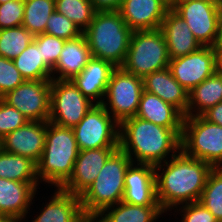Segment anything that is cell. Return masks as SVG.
<instances>
[{"mask_svg":"<svg viewBox=\"0 0 222 222\" xmlns=\"http://www.w3.org/2000/svg\"><path fill=\"white\" fill-rule=\"evenodd\" d=\"M213 167L185 155L181 150L167 161L155 165L156 197L168 215L175 207L200 200Z\"/></svg>","mask_w":222,"mask_h":222,"instance_id":"obj_1","label":"cell"},{"mask_svg":"<svg viewBox=\"0 0 222 222\" xmlns=\"http://www.w3.org/2000/svg\"><path fill=\"white\" fill-rule=\"evenodd\" d=\"M180 140L172 129L136 116L120 123L119 148L133 163H163L181 150Z\"/></svg>","mask_w":222,"mask_h":222,"instance_id":"obj_2","label":"cell"},{"mask_svg":"<svg viewBox=\"0 0 222 222\" xmlns=\"http://www.w3.org/2000/svg\"><path fill=\"white\" fill-rule=\"evenodd\" d=\"M79 151L72 128L47 121L45 145L37 163L40 184H45L46 190L61 188L73 173Z\"/></svg>","mask_w":222,"mask_h":222,"instance_id":"obj_3","label":"cell"},{"mask_svg":"<svg viewBox=\"0 0 222 222\" xmlns=\"http://www.w3.org/2000/svg\"><path fill=\"white\" fill-rule=\"evenodd\" d=\"M133 31L126 25L118 10L97 11L83 32L91 56L122 67Z\"/></svg>","mask_w":222,"mask_h":222,"instance_id":"obj_4","label":"cell"},{"mask_svg":"<svg viewBox=\"0 0 222 222\" xmlns=\"http://www.w3.org/2000/svg\"><path fill=\"white\" fill-rule=\"evenodd\" d=\"M132 163L120 148L108 158L96 180L80 196L82 211L87 219L95 218L104 209L123 200L124 179Z\"/></svg>","mask_w":222,"mask_h":222,"instance_id":"obj_5","label":"cell"},{"mask_svg":"<svg viewBox=\"0 0 222 222\" xmlns=\"http://www.w3.org/2000/svg\"><path fill=\"white\" fill-rule=\"evenodd\" d=\"M167 44L160 29L133 31L122 68L144 78L152 72L168 67Z\"/></svg>","mask_w":222,"mask_h":222,"instance_id":"obj_6","label":"cell"},{"mask_svg":"<svg viewBox=\"0 0 222 222\" xmlns=\"http://www.w3.org/2000/svg\"><path fill=\"white\" fill-rule=\"evenodd\" d=\"M181 151L192 158L222 167V126L200 116H184Z\"/></svg>","mask_w":222,"mask_h":222,"instance_id":"obj_7","label":"cell"},{"mask_svg":"<svg viewBox=\"0 0 222 222\" xmlns=\"http://www.w3.org/2000/svg\"><path fill=\"white\" fill-rule=\"evenodd\" d=\"M143 91V78L117 67L111 73L101 105L120 124L136 116Z\"/></svg>","mask_w":222,"mask_h":222,"instance_id":"obj_8","label":"cell"},{"mask_svg":"<svg viewBox=\"0 0 222 222\" xmlns=\"http://www.w3.org/2000/svg\"><path fill=\"white\" fill-rule=\"evenodd\" d=\"M72 129L80 151L119 147L120 124L101 104H95Z\"/></svg>","mask_w":222,"mask_h":222,"instance_id":"obj_9","label":"cell"},{"mask_svg":"<svg viewBox=\"0 0 222 222\" xmlns=\"http://www.w3.org/2000/svg\"><path fill=\"white\" fill-rule=\"evenodd\" d=\"M94 105L71 80H51L49 122L73 128Z\"/></svg>","mask_w":222,"mask_h":222,"instance_id":"obj_10","label":"cell"},{"mask_svg":"<svg viewBox=\"0 0 222 222\" xmlns=\"http://www.w3.org/2000/svg\"><path fill=\"white\" fill-rule=\"evenodd\" d=\"M171 8L185 20L201 46L214 47L221 16L217 4L209 0H182Z\"/></svg>","mask_w":222,"mask_h":222,"instance_id":"obj_11","label":"cell"},{"mask_svg":"<svg viewBox=\"0 0 222 222\" xmlns=\"http://www.w3.org/2000/svg\"><path fill=\"white\" fill-rule=\"evenodd\" d=\"M1 99L19 110L28 121H48L51 80H25Z\"/></svg>","mask_w":222,"mask_h":222,"instance_id":"obj_12","label":"cell"},{"mask_svg":"<svg viewBox=\"0 0 222 222\" xmlns=\"http://www.w3.org/2000/svg\"><path fill=\"white\" fill-rule=\"evenodd\" d=\"M40 192L41 190L35 195L32 204L33 207L31 206L24 222H86L88 220L83 214L80 196L68 193L61 188H51V196L46 195L45 197L42 196V198L38 196ZM40 199L42 200L40 201ZM37 200L40 202L44 200L45 202H42V204L39 203V208L37 205L36 209L33 210L35 201ZM37 208L40 210L39 212L35 211L38 210ZM30 213L33 215L36 213V215L32 216ZM30 217L31 219L29 220Z\"/></svg>","mask_w":222,"mask_h":222,"instance_id":"obj_13","label":"cell"},{"mask_svg":"<svg viewBox=\"0 0 222 222\" xmlns=\"http://www.w3.org/2000/svg\"><path fill=\"white\" fill-rule=\"evenodd\" d=\"M215 49L202 46L188 55L170 59L168 68L172 76L190 92L215 73Z\"/></svg>","mask_w":222,"mask_h":222,"instance_id":"obj_14","label":"cell"},{"mask_svg":"<svg viewBox=\"0 0 222 222\" xmlns=\"http://www.w3.org/2000/svg\"><path fill=\"white\" fill-rule=\"evenodd\" d=\"M46 132L47 121H28L0 139V148L38 163L42 157Z\"/></svg>","mask_w":222,"mask_h":222,"instance_id":"obj_15","label":"cell"},{"mask_svg":"<svg viewBox=\"0 0 222 222\" xmlns=\"http://www.w3.org/2000/svg\"><path fill=\"white\" fill-rule=\"evenodd\" d=\"M118 148L119 147H104L79 151L73 173L61 189L68 193L81 196L93 181L96 180L108 158Z\"/></svg>","mask_w":222,"mask_h":222,"instance_id":"obj_16","label":"cell"},{"mask_svg":"<svg viewBox=\"0 0 222 222\" xmlns=\"http://www.w3.org/2000/svg\"><path fill=\"white\" fill-rule=\"evenodd\" d=\"M123 202L132 205H159L156 197L155 166L132 163L124 179Z\"/></svg>","mask_w":222,"mask_h":222,"instance_id":"obj_17","label":"cell"},{"mask_svg":"<svg viewBox=\"0 0 222 222\" xmlns=\"http://www.w3.org/2000/svg\"><path fill=\"white\" fill-rule=\"evenodd\" d=\"M40 186V182L0 178V216H10L24 222Z\"/></svg>","mask_w":222,"mask_h":222,"instance_id":"obj_18","label":"cell"},{"mask_svg":"<svg viewBox=\"0 0 222 222\" xmlns=\"http://www.w3.org/2000/svg\"><path fill=\"white\" fill-rule=\"evenodd\" d=\"M171 7L163 0H122L119 13L132 30L160 29Z\"/></svg>","mask_w":222,"mask_h":222,"instance_id":"obj_19","label":"cell"},{"mask_svg":"<svg viewBox=\"0 0 222 222\" xmlns=\"http://www.w3.org/2000/svg\"><path fill=\"white\" fill-rule=\"evenodd\" d=\"M160 30L164 35L170 59L188 55L202 47L185 20L172 8L167 11Z\"/></svg>","mask_w":222,"mask_h":222,"instance_id":"obj_20","label":"cell"},{"mask_svg":"<svg viewBox=\"0 0 222 222\" xmlns=\"http://www.w3.org/2000/svg\"><path fill=\"white\" fill-rule=\"evenodd\" d=\"M110 62L92 57L84 69L71 81L95 104H102L112 71Z\"/></svg>","mask_w":222,"mask_h":222,"instance_id":"obj_21","label":"cell"},{"mask_svg":"<svg viewBox=\"0 0 222 222\" xmlns=\"http://www.w3.org/2000/svg\"><path fill=\"white\" fill-rule=\"evenodd\" d=\"M136 117L170 128L181 138L184 115L157 95L143 91Z\"/></svg>","mask_w":222,"mask_h":222,"instance_id":"obj_22","label":"cell"},{"mask_svg":"<svg viewBox=\"0 0 222 222\" xmlns=\"http://www.w3.org/2000/svg\"><path fill=\"white\" fill-rule=\"evenodd\" d=\"M143 85L146 92L157 95L187 116L188 91L172 76L168 67L146 75Z\"/></svg>","mask_w":222,"mask_h":222,"instance_id":"obj_23","label":"cell"},{"mask_svg":"<svg viewBox=\"0 0 222 222\" xmlns=\"http://www.w3.org/2000/svg\"><path fill=\"white\" fill-rule=\"evenodd\" d=\"M91 58L84 34L75 39L66 40L60 57L52 69V79L72 80L84 69Z\"/></svg>","mask_w":222,"mask_h":222,"instance_id":"obj_24","label":"cell"},{"mask_svg":"<svg viewBox=\"0 0 222 222\" xmlns=\"http://www.w3.org/2000/svg\"><path fill=\"white\" fill-rule=\"evenodd\" d=\"M166 215L160 205H132L121 201L104 209L95 218L99 222H162Z\"/></svg>","mask_w":222,"mask_h":222,"instance_id":"obj_25","label":"cell"},{"mask_svg":"<svg viewBox=\"0 0 222 222\" xmlns=\"http://www.w3.org/2000/svg\"><path fill=\"white\" fill-rule=\"evenodd\" d=\"M222 102V76L214 73L188 92L187 116H200Z\"/></svg>","mask_w":222,"mask_h":222,"instance_id":"obj_26","label":"cell"},{"mask_svg":"<svg viewBox=\"0 0 222 222\" xmlns=\"http://www.w3.org/2000/svg\"><path fill=\"white\" fill-rule=\"evenodd\" d=\"M0 178L18 182H39L37 163L28 157L8 153L0 148Z\"/></svg>","mask_w":222,"mask_h":222,"instance_id":"obj_27","label":"cell"},{"mask_svg":"<svg viewBox=\"0 0 222 222\" xmlns=\"http://www.w3.org/2000/svg\"><path fill=\"white\" fill-rule=\"evenodd\" d=\"M13 61L25 80H52V69L41 58L40 45L35 40Z\"/></svg>","mask_w":222,"mask_h":222,"instance_id":"obj_28","label":"cell"},{"mask_svg":"<svg viewBox=\"0 0 222 222\" xmlns=\"http://www.w3.org/2000/svg\"><path fill=\"white\" fill-rule=\"evenodd\" d=\"M55 10V0H24L22 26L33 36L45 33L47 20Z\"/></svg>","mask_w":222,"mask_h":222,"instance_id":"obj_29","label":"cell"},{"mask_svg":"<svg viewBox=\"0 0 222 222\" xmlns=\"http://www.w3.org/2000/svg\"><path fill=\"white\" fill-rule=\"evenodd\" d=\"M55 10L72 21L82 33L97 12L90 0H55Z\"/></svg>","mask_w":222,"mask_h":222,"instance_id":"obj_30","label":"cell"},{"mask_svg":"<svg viewBox=\"0 0 222 222\" xmlns=\"http://www.w3.org/2000/svg\"><path fill=\"white\" fill-rule=\"evenodd\" d=\"M34 40L23 26L0 29V56L14 60Z\"/></svg>","mask_w":222,"mask_h":222,"instance_id":"obj_31","label":"cell"},{"mask_svg":"<svg viewBox=\"0 0 222 222\" xmlns=\"http://www.w3.org/2000/svg\"><path fill=\"white\" fill-rule=\"evenodd\" d=\"M199 201L222 222V167L210 171Z\"/></svg>","mask_w":222,"mask_h":222,"instance_id":"obj_32","label":"cell"},{"mask_svg":"<svg viewBox=\"0 0 222 222\" xmlns=\"http://www.w3.org/2000/svg\"><path fill=\"white\" fill-rule=\"evenodd\" d=\"M172 215L173 217L176 215L174 217L175 221L179 220V222H218L213 214L200 201L186 203L175 207L170 213H168L169 221L171 220L170 217L172 218ZM177 215L179 218H177Z\"/></svg>","mask_w":222,"mask_h":222,"instance_id":"obj_33","label":"cell"},{"mask_svg":"<svg viewBox=\"0 0 222 222\" xmlns=\"http://www.w3.org/2000/svg\"><path fill=\"white\" fill-rule=\"evenodd\" d=\"M45 33L64 40H72L83 34L72 21L56 10L47 20Z\"/></svg>","mask_w":222,"mask_h":222,"instance_id":"obj_34","label":"cell"},{"mask_svg":"<svg viewBox=\"0 0 222 222\" xmlns=\"http://www.w3.org/2000/svg\"><path fill=\"white\" fill-rule=\"evenodd\" d=\"M34 40L40 45L41 58L53 69L60 57L66 40L46 33L34 36Z\"/></svg>","mask_w":222,"mask_h":222,"instance_id":"obj_35","label":"cell"},{"mask_svg":"<svg viewBox=\"0 0 222 222\" xmlns=\"http://www.w3.org/2000/svg\"><path fill=\"white\" fill-rule=\"evenodd\" d=\"M24 81L14 61L0 56V98Z\"/></svg>","mask_w":222,"mask_h":222,"instance_id":"obj_36","label":"cell"},{"mask_svg":"<svg viewBox=\"0 0 222 222\" xmlns=\"http://www.w3.org/2000/svg\"><path fill=\"white\" fill-rule=\"evenodd\" d=\"M27 122V118L19 110L0 98V139Z\"/></svg>","mask_w":222,"mask_h":222,"instance_id":"obj_37","label":"cell"},{"mask_svg":"<svg viewBox=\"0 0 222 222\" xmlns=\"http://www.w3.org/2000/svg\"><path fill=\"white\" fill-rule=\"evenodd\" d=\"M24 0H10L0 4V29L22 26Z\"/></svg>","mask_w":222,"mask_h":222,"instance_id":"obj_38","label":"cell"},{"mask_svg":"<svg viewBox=\"0 0 222 222\" xmlns=\"http://www.w3.org/2000/svg\"><path fill=\"white\" fill-rule=\"evenodd\" d=\"M202 116L217 125L222 126V102L216 104L215 106L209 108L205 111Z\"/></svg>","mask_w":222,"mask_h":222,"instance_id":"obj_39","label":"cell"},{"mask_svg":"<svg viewBox=\"0 0 222 222\" xmlns=\"http://www.w3.org/2000/svg\"><path fill=\"white\" fill-rule=\"evenodd\" d=\"M97 11L119 10L122 0H90Z\"/></svg>","mask_w":222,"mask_h":222,"instance_id":"obj_40","label":"cell"},{"mask_svg":"<svg viewBox=\"0 0 222 222\" xmlns=\"http://www.w3.org/2000/svg\"><path fill=\"white\" fill-rule=\"evenodd\" d=\"M215 73L222 76V50H215Z\"/></svg>","mask_w":222,"mask_h":222,"instance_id":"obj_41","label":"cell"},{"mask_svg":"<svg viewBox=\"0 0 222 222\" xmlns=\"http://www.w3.org/2000/svg\"><path fill=\"white\" fill-rule=\"evenodd\" d=\"M215 50H222V14L219 21L218 37L214 45Z\"/></svg>","mask_w":222,"mask_h":222,"instance_id":"obj_42","label":"cell"},{"mask_svg":"<svg viewBox=\"0 0 222 222\" xmlns=\"http://www.w3.org/2000/svg\"><path fill=\"white\" fill-rule=\"evenodd\" d=\"M0 222H21L19 219L10 216H0Z\"/></svg>","mask_w":222,"mask_h":222,"instance_id":"obj_43","label":"cell"},{"mask_svg":"<svg viewBox=\"0 0 222 222\" xmlns=\"http://www.w3.org/2000/svg\"><path fill=\"white\" fill-rule=\"evenodd\" d=\"M165 1L170 7H172L175 4V0H163Z\"/></svg>","mask_w":222,"mask_h":222,"instance_id":"obj_44","label":"cell"},{"mask_svg":"<svg viewBox=\"0 0 222 222\" xmlns=\"http://www.w3.org/2000/svg\"><path fill=\"white\" fill-rule=\"evenodd\" d=\"M217 8H218L220 14H222V0H220V2L217 4Z\"/></svg>","mask_w":222,"mask_h":222,"instance_id":"obj_45","label":"cell"},{"mask_svg":"<svg viewBox=\"0 0 222 222\" xmlns=\"http://www.w3.org/2000/svg\"><path fill=\"white\" fill-rule=\"evenodd\" d=\"M86 222H99L96 218L88 219Z\"/></svg>","mask_w":222,"mask_h":222,"instance_id":"obj_46","label":"cell"},{"mask_svg":"<svg viewBox=\"0 0 222 222\" xmlns=\"http://www.w3.org/2000/svg\"><path fill=\"white\" fill-rule=\"evenodd\" d=\"M210 2H213L215 4H218L220 2V0H209Z\"/></svg>","mask_w":222,"mask_h":222,"instance_id":"obj_47","label":"cell"},{"mask_svg":"<svg viewBox=\"0 0 222 222\" xmlns=\"http://www.w3.org/2000/svg\"><path fill=\"white\" fill-rule=\"evenodd\" d=\"M8 1H10V0H0V4L8 2Z\"/></svg>","mask_w":222,"mask_h":222,"instance_id":"obj_48","label":"cell"}]
</instances>
